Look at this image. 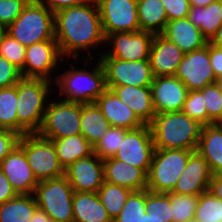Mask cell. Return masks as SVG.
Listing matches in <instances>:
<instances>
[{
  "label": "cell",
  "instance_id": "cell-8",
  "mask_svg": "<svg viewBox=\"0 0 222 222\" xmlns=\"http://www.w3.org/2000/svg\"><path fill=\"white\" fill-rule=\"evenodd\" d=\"M73 194L65 176L39 181L33 193L38 208L57 222H73Z\"/></svg>",
  "mask_w": 222,
  "mask_h": 222
},
{
  "label": "cell",
  "instance_id": "cell-36",
  "mask_svg": "<svg viewBox=\"0 0 222 222\" xmlns=\"http://www.w3.org/2000/svg\"><path fill=\"white\" fill-rule=\"evenodd\" d=\"M145 211L160 222H173L170 192L155 193L145 189Z\"/></svg>",
  "mask_w": 222,
  "mask_h": 222
},
{
  "label": "cell",
  "instance_id": "cell-44",
  "mask_svg": "<svg viewBox=\"0 0 222 222\" xmlns=\"http://www.w3.org/2000/svg\"><path fill=\"white\" fill-rule=\"evenodd\" d=\"M164 5L168 21L187 18L191 5L188 0H160Z\"/></svg>",
  "mask_w": 222,
  "mask_h": 222
},
{
  "label": "cell",
  "instance_id": "cell-40",
  "mask_svg": "<svg viewBox=\"0 0 222 222\" xmlns=\"http://www.w3.org/2000/svg\"><path fill=\"white\" fill-rule=\"evenodd\" d=\"M26 47L21 45L7 32L0 40V56L6 58L10 63L16 66L21 72L25 64Z\"/></svg>",
  "mask_w": 222,
  "mask_h": 222
},
{
  "label": "cell",
  "instance_id": "cell-14",
  "mask_svg": "<svg viewBox=\"0 0 222 222\" xmlns=\"http://www.w3.org/2000/svg\"><path fill=\"white\" fill-rule=\"evenodd\" d=\"M175 76L185 84L188 91L201 90L209 84L217 83L210 64L209 43L201 49L185 53Z\"/></svg>",
  "mask_w": 222,
  "mask_h": 222
},
{
  "label": "cell",
  "instance_id": "cell-28",
  "mask_svg": "<svg viewBox=\"0 0 222 222\" xmlns=\"http://www.w3.org/2000/svg\"><path fill=\"white\" fill-rule=\"evenodd\" d=\"M110 124L97 104H81V135L94 147L105 135Z\"/></svg>",
  "mask_w": 222,
  "mask_h": 222
},
{
  "label": "cell",
  "instance_id": "cell-52",
  "mask_svg": "<svg viewBox=\"0 0 222 222\" xmlns=\"http://www.w3.org/2000/svg\"><path fill=\"white\" fill-rule=\"evenodd\" d=\"M191 6L206 7L217 0H188Z\"/></svg>",
  "mask_w": 222,
  "mask_h": 222
},
{
  "label": "cell",
  "instance_id": "cell-47",
  "mask_svg": "<svg viewBox=\"0 0 222 222\" xmlns=\"http://www.w3.org/2000/svg\"><path fill=\"white\" fill-rule=\"evenodd\" d=\"M37 3L42 4L47 9L55 13L63 8L77 6L87 0H35Z\"/></svg>",
  "mask_w": 222,
  "mask_h": 222
},
{
  "label": "cell",
  "instance_id": "cell-9",
  "mask_svg": "<svg viewBox=\"0 0 222 222\" xmlns=\"http://www.w3.org/2000/svg\"><path fill=\"white\" fill-rule=\"evenodd\" d=\"M57 100H49L37 133L50 140L81 134V103Z\"/></svg>",
  "mask_w": 222,
  "mask_h": 222
},
{
  "label": "cell",
  "instance_id": "cell-12",
  "mask_svg": "<svg viewBox=\"0 0 222 222\" xmlns=\"http://www.w3.org/2000/svg\"><path fill=\"white\" fill-rule=\"evenodd\" d=\"M153 38L154 34L144 31L110 34L105 38V45L112 47L108 48V51L98 53L99 58H117L126 61L149 60Z\"/></svg>",
  "mask_w": 222,
  "mask_h": 222
},
{
  "label": "cell",
  "instance_id": "cell-42",
  "mask_svg": "<svg viewBox=\"0 0 222 222\" xmlns=\"http://www.w3.org/2000/svg\"><path fill=\"white\" fill-rule=\"evenodd\" d=\"M29 0H0V23L6 28L21 14Z\"/></svg>",
  "mask_w": 222,
  "mask_h": 222
},
{
  "label": "cell",
  "instance_id": "cell-22",
  "mask_svg": "<svg viewBox=\"0 0 222 222\" xmlns=\"http://www.w3.org/2000/svg\"><path fill=\"white\" fill-rule=\"evenodd\" d=\"M124 102L144 124L149 125L156 115L150 86H107Z\"/></svg>",
  "mask_w": 222,
  "mask_h": 222
},
{
  "label": "cell",
  "instance_id": "cell-11",
  "mask_svg": "<svg viewBox=\"0 0 222 222\" xmlns=\"http://www.w3.org/2000/svg\"><path fill=\"white\" fill-rule=\"evenodd\" d=\"M105 38L116 32L140 31L137 0H96Z\"/></svg>",
  "mask_w": 222,
  "mask_h": 222
},
{
  "label": "cell",
  "instance_id": "cell-49",
  "mask_svg": "<svg viewBox=\"0 0 222 222\" xmlns=\"http://www.w3.org/2000/svg\"><path fill=\"white\" fill-rule=\"evenodd\" d=\"M209 190L215 197L222 200V175H212Z\"/></svg>",
  "mask_w": 222,
  "mask_h": 222
},
{
  "label": "cell",
  "instance_id": "cell-41",
  "mask_svg": "<svg viewBox=\"0 0 222 222\" xmlns=\"http://www.w3.org/2000/svg\"><path fill=\"white\" fill-rule=\"evenodd\" d=\"M181 112L187 114L191 119L198 121L203 126L208 125L207 109L200 90L188 91Z\"/></svg>",
  "mask_w": 222,
  "mask_h": 222
},
{
  "label": "cell",
  "instance_id": "cell-7",
  "mask_svg": "<svg viewBox=\"0 0 222 222\" xmlns=\"http://www.w3.org/2000/svg\"><path fill=\"white\" fill-rule=\"evenodd\" d=\"M18 145L24 150L26 159L38 181L64 176L65 169L59 162L52 140L38 133L20 136Z\"/></svg>",
  "mask_w": 222,
  "mask_h": 222
},
{
  "label": "cell",
  "instance_id": "cell-37",
  "mask_svg": "<svg viewBox=\"0 0 222 222\" xmlns=\"http://www.w3.org/2000/svg\"><path fill=\"white\" fill-rule=\"evenodd\" d=\"M145 211V189L132 191L123 206L120 214L113 222H141V218L146 214Z\"/></svg>",
  "mask_w": 222,
  "mask_h": 222
},
{
  "label": "cell",
  "instance_id": "cell-29",
  "mask_svg": "<svg viewBox=\"0 0 222 222\" xmlns=\"http://www.w3.org/2000/svg\"><path fill=\"white\" fill-rule=\"evenodd\" d=\"M140 31L162 34L168 17L160 0H137Z\"/></svg>",
  "mask_w": 222,
  "mask_h": 222
},
{
  "label": "cell",
  "instance_id": "cell-32",
  "mask_svg": "<svg viewBox=\"0 0 222 222\" xmlns=\"http://www.w3.org/2000/svg\"><path fill=\"white\" fill-rule=\"evenodd\" d=\"M131 192L127 188L106 181L97 191L98 197L112 221L120 214Z\"/></svg>",
  "mask_w": 222,
  "mask_h": 222
},
{
  "label": "cell",
  "instance_id": "cell-26",
  "mask_svg": "<svg viewBox=\"0 0 222 222\" xmlns=\"http://www.w3.org/2000/svg\"><path fill=\"white\" fill-rule=\"evenodd\" d=\"M73 222H113L95 192H74Z\"/></svg>",
  "mask_w": 222,
  "mask_h": 222
},
{
  "label": "cell",
  "instance_id": "cell-39",
  "mask_svg": "<svg viewBox=\"0 0 222 222\" xmlns=\"http://www.w3.org/2000/svg\"><path fill=\"white\" fill-rule=\"evenodd\" d=\"M198 203V196L179 195L170 192V205L173 222H186L194 218Z\"/></svg>",
  "mask_w": 222,
  "mask_h": 222
},
{
  "label": "cell",
  "instance_id": "cell-21",
  "mask_svg": "<svg viewBox=\"0 0 222 222\" xmlns=\"http://www.w3.org/2000/svg\"><path fill=\"white\" fill-rule=\"evenodd\" d=\"M104 181L131 191L147 189V174L140 168L114 157L103 160Z\"/></svg>",
  "mask_w": 222,
  "mask_h": 222
},
{
  "label": "cell",
  "instance_id": "cell-30",
  "mask_svg": "<svg viewBox=\"0 0 222 222\" xmlns=\"http://www.w3.org/2000/svg\"><path fill=\"white\" fill-rule=\"evenodd\" d=\"M59 162L64 169L79 159L93 154V146L81 135L52 139Z\"/></svg>",
  "mask_w": 222,
  "mask_h": 222
},
{
  "label": "cell",
  "instance_id": "cell-38",
  "mask_svg": "<svg viewBox=\"0 0 222 222\" xmlns=\"http://www.w3.org/2000/svg\"><path fill=\"white\" fill-rule=\"evenodd\" d=\"M208 114V125L222 121V84H209L200 90Z\"/></svg>",
  "mask_w": 222,
  "mask_h": 222
},
{
  "label": "cell",
  "instance_id": "cell-5",
  "mask_svg": "<svg viewBox=\"0 0 222 222\" xmlns=\"http://www.w3.org/2000/svg\"><path fill=\"white\" fill-rule=\"evenodd\" d=\"M6 32L25 47L55 40L54 13L35 0H29L19 17L6 28Z\"/></svg>",
  "mask_w": 222,
  "mask_h": 222
},
{
  "label": "cell",
  "instance_id": "cell-17",
  "mask_svg": "<svg viewBox=\"0 0 222 222\" xmlns=\"http://www.w3.org/2000/svg\"><path fill=\"white\" fill-rule=\"evenodd\" d=\"M150 89L156 114L181 112L188 89L175 75L154 77Z\"/></svg>",
  "mask_w": 222,
  "mask_h": 222
},
{
  "label": "cell",
  "instance_id": "cell-45",
  "mask_svg": "<svg viewBox=\"0 0 222 222\" xmlns=\"http://www.w3.org/2000/svg\"><path fill=\"white\" fill-rule=\"evenodd\" d=\"M20 135L14 131L0 129V163L18 144Z\"/></svg>",
  "mask_w": 222,
  "mask_h": 222
},
{
  "label": "cell",
  "instance_id": "cell-24",
  "mask_svg": "<svg viewBox=\"0 0 222 222\" xmlns=\"http://www.w3.org/2000/svg\"><path fill=\"white\" fill-rule=\"evenodd\" d=\"M162 35L175 43L184 53L201 49L208 43L201 30L188 18L168 21Z\"/></svg>",
  "mask_w": 222,
  "mask_h": 222
},
{
  "label": "cell",
  "instance_id": "cell-20",
  "mask_svg": "<svg viewBox=\"0 0 222 222\" xmlns=\"http://www.w3.org/2000/svg\"><path fill=\"white\" fill-rule=\"evenodd\" d=\"M184 52L162 34L154 35L149 61L154 77L174 76Z\"/></svg>",
  "mask_w": 222,
  "mask_h": 222
},
{
  "label": "cell",
  "instance_id": "cell-23",
  "mask_svg": "<svg viewBox=\"0 0 222 222\" xmlns=\"http://www.w3.org/2000/svg\"><path fill=\"white\" fill-rule=\"evenodd\" d=\"M95 103L107 118L110 126L133 130L144 125L134 112L110 89H107Z\"/></svg>",
  "mask_w": 222,
  "mask_h": 222
},
{
  "label": "cell",
  "instance_id": "cell-35",
  "mask_svg": "<svg viewBox=\"0 0 222 222\" xmlns=\"http://www.w3.org/2000/svg\"><path fill=\"white\" fill-rule=\"evenodd\" d=\"M129 131L130 129L110 126L105 135L93 147V153L101 160L114 157Z\"/></svg>",
  "mask_w": 222,
  "mask_h": 222
},
{
  "label": "cell",
  "instance_id": "cell-15",
  "mask_svg": "<svg viewBox=\"0 0 222 222\" xmlns=\"http://www.w3.org/2000/svg\"><path fill=\"white\" fill-rule=\"evenodd\" d=\"M155 147L149 125L130 130L114 158L142 169L148 174Z\"/></svg>",
  "mask_w": 222,
  "mask_h": 222
},
{
  "label": "cell",
  "instance_id": "cell-46",
  "mask_svg": "<svg viewBox=\"0 0 222 222\" xmlns=\"http://www.w3.org/2000/svg\"><path fill=\"white\" fill-rule=\"evenodd\" d=\"M209 59L214 74L219 82L222 81V48L209 44Z\"/></svg>",
  "mask_w": 222,
  "mask_h": 222
},
{
  "label": "cell",
  "instance_id": "cell-43",
  "mask_svg": "<svg viewBox=\"0 0 222 222\" xmlns=\"http://www.w3.org/2000/svg\"><path fill=\"white\" fill-rule=\"evenodd\" d=\"M22 79L21 71L0 56V89L16 85Z\"/></svg>",
  "mask_w": 222,
  "mask_h": 222
},
{
  "label": "cell",
  "instance_id": "cell-13",
  "mask_svg": "<svg viewBox=\"0 0 222 222\" xmlns=\"http://www.w3.org/2000/svg\"><path fill=\"white\" fill-rule=\"evenodd\" d=\"M64 62L56 40H45L26 47L22 78L45 79L54 82L53 70ZM52 78V79H51Z\"/></svg>",
  "mask_w": 222,
  "mask_h": 222
},
{
  "label": "cell",
  "instance_id": "cell-55",
  "mask_svg": "<svg viewBox=\"0 0 222 222\" xmlns=\"http://www.w3.org/2000/svg\"><path fill=\"white\" fill-rule=\"evenodd\" d=\"M186 222H199L197 219H195V218H192V219H189L188 221H186Z\"/></svg>",
  "mask_w": 222,
  "mask_h": 222
},
{
  "label": "cell",
  "instance_id": "cell-3",
  "mask_svg": "<svg viewBox=\"0 0 222 222\" xmlns=\"http://www.w3.org/2000/svg\"><path fill=\"white\" fill-rule=\"evenodd\" d=\"M53 84L34 78H22L17 83V133L20 136L40 130Z\"/></svg>",
  "mask_w": 222,
  "mask_h": 222
},
{
  "label": "cell",
  "instance_id": "cell-31",
  "mask_svg": "<svg viewBox=\"0 0 222 222\" xmlns=\"http://www.w3.org/2000/svg\"><path fill=\"white\" fill-rule=\"evenodd\" d=\"M37 208L33 194H18L0 205V222H29Z\"/></svg>",
  "mask_w": 222,
  "mask_h": 222
},
{
  "label": "cell",
  "instance_id": "cell-10",
  "mask_svg": "<svg viewBox=\"0 0 222 222\" xmlns=\"http://www.w3.org/2000/svg\"><path fill=\"white\" fill-rule=\"evenodd\" d=\"M107 86H151L154 75L149 60L126 61L117 58H99Z\"/></svg>",
  "mask_w": 222,
  "mask_h": 222
},
{
  "label": "cell",
  "instance_id": "cell-4",
  "mask_svg": "<svg viewBox=\"0 0 222 222\" xmlns=\"http://www.w3.org/2000/svg\"><path fill=\"white\" fill-rule=\"evenodd\" d=\"M61 74H55L54 86L58 87L60 99L74 103H94L106 90L105 72L98 60L92 71L75 69L73 65Z\"/></svg>",
  "mask_w": 222,
  "mask_h": 222
},
{
  "label": "cell",
  "instance_id": "cell-2",
  "mask_svg": "<svg viewBox=\"0 0 222 222\" xmlns=\"http://www.w3.org/2000/svg\"><path fill=\"white\" fill-rule=\"evenodd\" d=\"M155 149L197 150L203 125L182 112L156 114L149 124Z\"/></svg>",
  "mask_w": 222,
  "mask_h": 222
},
{
  "label": "cell",
  "instance_id": "cell-50",
  "mask_svg": "<svg viewBox=\"0 0 222 222\" xmlns=\"http://www.w3.org/2000/svg\"><path fill=\"white\" fill-rule=\"evenodd\" d=\"M29 222H51V218L42 209L37 208Z\"/></svg>",
  "mask_w": 222,
  "mask_h": 222
},
{
  "label": "cell",
  "instance_id": "cell-53",
  "mask_svg": "<svg viewBox=\"0 0 222 222\" xmlns=\"http://www.w3.org/2000/svg\"><path fill=\"white\" fill-rule=\"evenodd\" d=\"M141 222H160L154 216L149 213H146L142 218Z\"/></svg>",
  "mask_w": 222,
  "mask_h": 222
},
{
  "label": "cell",
  "instance_id": "cell-33",
  "mask_svg": "<svg viewBox=\"0 0 222 222\" xmlns=\"http://www.w3.org/2000/svg\"><path fill=\"white\" fill-rule=\"evenodd\" d=\"M17 84L0 89V129L17 133Z\"/></svg>",
  "mask_w": 222,
  "mask_h": 222
},
{
  "label": "cell",
  "instance_id": "cell-1",
  "mask_svg": "<svg viewBox=\"0 0 222 222\" xmlns=\"http://www.w3.org/2000/svg\"><path fill=\"white\" fill-rule=\"evenodd\" d=\"M54 23L55 40L64 59L73 56L74 60H78V51L85 50L88 52L84 64H90L92 48L106 44L96 0L56 11Z\"/></svg>",
  "mask_w": 222,
  "mask_h": 222
},
{
  "label": "cell",
  "instance_id": "cell-48",
  "mask_svg": "<svg viewBox=\"0 0 222 222\" xmlns=\"http://www.w3.org/2000/svg\"><path fill=\"white\" fill-rule=\"evenodd\" d=\"M18 194L0 168V205L16 197Z\"/></svg>",
  "mask_w": 222,
  "mask_h": 222
},
{
  "label": "cell",
  "instance_id": "cell-16",
  "mask_svg": "<svg viewBox=\"0 0 222 222\" xmlns=\"http://www.w3.org/2000/svg\"><path fill=\"white\" fill-rule=\"evenodd\" d=\"M64 176L74 192H95L104 183L103 160L96 154L79 159L65 169Z\"/></svg>",
  "mask_w": 222,
  "mask_h": 222
},
{
  "label": "cell",
  "instance_id": "cell-51",
  "mask_svg": "<svg viewBox=\"0 0 222 222\" xmlns=\"http://www.w3.org/2000/svg\"><path fill=\"white\" fill-rule=\"evenodd\" d=\"M208 43L217 48H222V25Z\"/></svg>",
  "mask_w": 222,
  "mask_h": 222
},
{
  "label": "cell",
  "instance_id": "cell-54",
  "mask_svg": "<svg viewBox=\"0 0 222 222\" xmlns=\"http://www.w3.org/2000/svg\"><path fill=\"white\" fill-rule=\"evenodd\" d=\"M5 33H6V27L0 23V40L3 38Z\"/></svg>",
  "mask_w": 222,
  "mask_h": 222
},
{
  "label": "cell",
  "instance_id": "cell-34",
  "mask_svg": "<svg viewBox=\"0 0 222 222\" xmlns=\"http://www.w3.org/2000/svg\"><path fill=\"white\" fill-rule=\"evenodd\" d=\"M194 218L199 222H222V200L215 197L210 190L201 193Z\"/></svg>",
  "mask_w": 222,
  "mask_h": 222
},
{
  "label": "cell",
  "instance_id": "cell-19",
  "mask_svg": "<svg viewBox=\"0 0 222 222\" xmlns=\"http://www.w3.org/2000/svg\"><path fill=\"white\" fill-rule=\"evenodd\" d=\"M211 178L208 163L196 150L189 156L186 168L172 192L179 195L199 196L209 190Z\"/></svg>",
  "mask_w": 222,
  "mask_h": 222
},
{
  "label": "cell",
  "instance_id": "cell-6",
  "mask_svg": "<svg viewBox=\"0 0 222 222\" xmlns=\"http://www.w3.org/2000/svg\"><path fill=\"white\" fill-rule=\"evenodd\" d=\"M193 152L185 149H155L147 174V190L155 193L172 192Z\"/></svg>",
  "mask_w": 222,
  "mask_h": 222
},
{
  "label": "cell",
  "instance_id": "cell-25",
  "mask_svg": "<svg viewBox=\"0 0 222 222\" xmlns=\"http://www.w3.org/2000/svg\"><path fill=\"white\" fill-rule=\"evenodd\" d=\"M197 151L208 163L212 175H222V129L218 124L202 127Z\"/></svg>",
  "mask_w": 222,
  "mask_h": 222
},
{
  "label": "cell",
  "instance_id": "cell-56",
  "mask_svg": "<svg viewBox=\"0 0 222 222\" xmlns=\"http://www.w3.org/2000/svg\"><path fill=\"white\" fill-rule=\"evenodd\" d=\"M217 124H218V125L221 127V129H222V121L218 122Z\"/></svg>",
  "mask_w": 222,
  "mask_h": 222
},
{
  "label": "cell",
  "instance_id": "cell-27",
  "mask_svg": "<svg viewBox=\"0 0 222 222\" xmlns=\"http://www.w3.org/2000/svg\"><path fill=\"white\" fill-rule=\"evenodd\" d=\"M187 18L209 42L222 25V3L217 0L206 7L191 6Z\"/></svg>",
  "mask_w": 222,
  "mask_h": 222
},
{
  "label": "cell",
  "instance_id": "cell-18",
  "mask_svg": "<svg viewBox=\"0 0 222 222\" xmlns=\"http://www.w3.org/2000/svg\"><path fill=\"white\" fill-rule=\"evenodd\" d=\"M0 168L17 194H33L39 181L27 162L24 150L17 144L1 161Z\"/></svg>",
  "mask_w": 222,
  "mask_h": 222
}]
</instances>
